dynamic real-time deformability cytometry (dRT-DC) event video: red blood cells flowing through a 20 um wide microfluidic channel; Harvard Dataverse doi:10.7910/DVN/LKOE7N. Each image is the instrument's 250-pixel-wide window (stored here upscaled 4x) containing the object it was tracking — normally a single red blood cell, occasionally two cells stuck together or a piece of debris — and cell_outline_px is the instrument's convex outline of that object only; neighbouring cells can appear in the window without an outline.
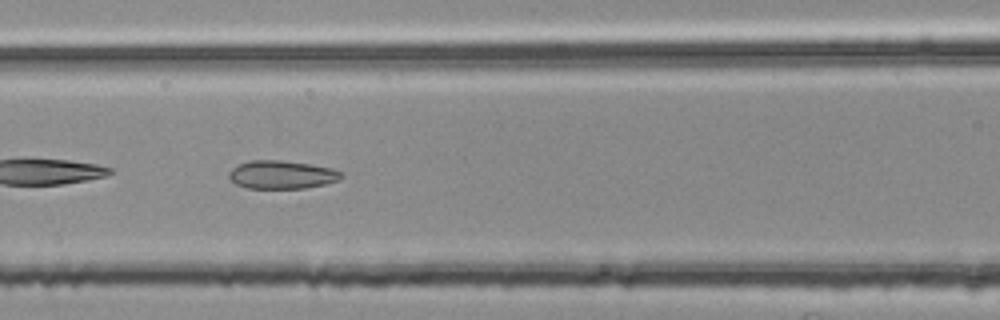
{"species": "common noctule bat (a hibernating species)", "species_latin": "Nyctalus noctula", "temperature_condition": "room temperature", "stored_images_in_passage": 52, "segment_of_instrument_passage": [2, 2], "camera_frame_rate_fps": 3000, "um_per_image_px": 0.085, "animal": {"sex": "female", "body_mass_g": 25.1}, "frame": {"image": 1, "passage_image": 22, "time_ms": 7.0, "image_size_px": [1000, 320], "cell_outline_px": [[344, 176], [340, 180], [324, 184], [304, 188], [248, 188], [236, 184], [228, 176], [228, 172], [232, 168], [240, 164], [252, 160], [284, 160], [332, 168], [340, 172]], "centroid_in_image_um": [23.95, 14.84], "position_along_channel_um": 142.6, "area_um2": 18.38}}
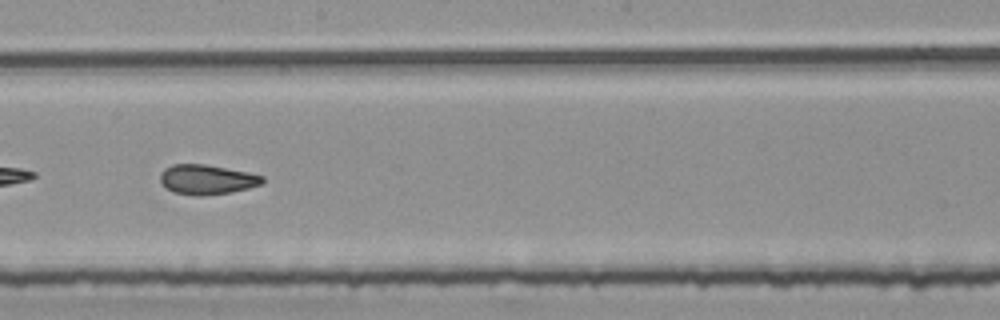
{"frame": {"image": 2, "passage_image": 29, "time_ms": 9.333, "image_size_px": [1000, 320], "cell_outline_px": [[264, 184], [248, 188], [228, 192], [204, 196], [192, 196], [172, 192], [160, 180], [160, 172], [164, 168], [172, 164], [204, 164], [248, 172], [264, 176]], "centroid_in_image_um": [17.58, 15.26], "position_along_channel_um": 230.6, "area_um2": 17.8}}
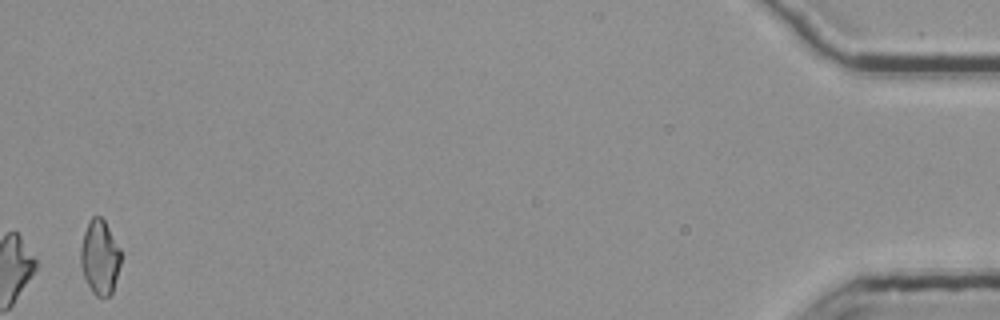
{"frame": {"image": 3, "passage_image": 52, "time_ms": 17.0, "image_size_px": [1000, 320], "cell_outline_px": [[120, 264], [112, 292], [108, 296], [96, 296], [92, 292], [84, 276], [80, 264], [80, 248], [84, 232], [88, 220], [92, 216], [100, 216], [104, 220], [120, 248]], "centroid_in_image_um": [8.46, 21.84], "position_along_channel_um": 426.7, "area_um2": 17.34}}